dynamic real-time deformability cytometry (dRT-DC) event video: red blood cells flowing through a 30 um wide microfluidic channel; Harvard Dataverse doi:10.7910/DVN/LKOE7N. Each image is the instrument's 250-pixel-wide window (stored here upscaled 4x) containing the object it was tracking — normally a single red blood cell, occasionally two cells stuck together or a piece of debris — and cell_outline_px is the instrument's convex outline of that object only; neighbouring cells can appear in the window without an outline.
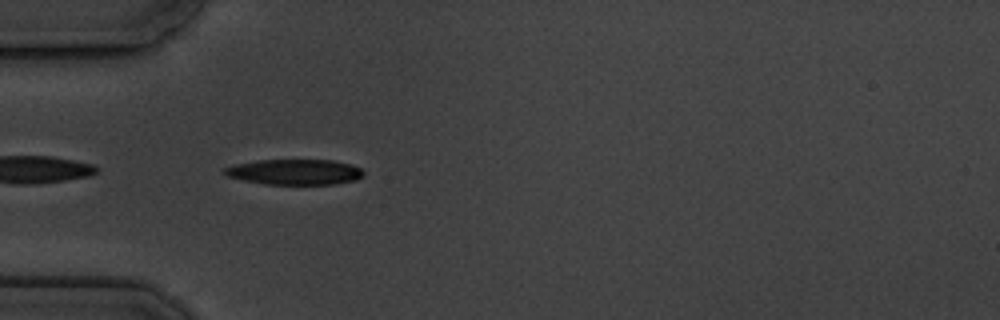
{"species": "common noctule bat (a hibernating species)", "species_latin": "Nyctalus noctula", "temperature_condition": "cold", "stored_images_in_passage": 6, "camera_frame_rate_fps": 3000, "um_per_image_px": 0.085, "animal": {"sex": "male", "body_mass_g": 19.5, "forearm_length_mm": 54.6}, "frame": {"image": 1, "passage_image": 5, "time_ms": 4.667, "image_size_px": [1000, 320], "cell_outline_px": [[364, 176], [356, 180], [332, 184], [264, 184], [244, 180], [228, 176], [220, 172], [224, 168], [236, 164], [256, 160], [332, 160], [352, 164], [360, 168], [364, 172]], "centroid_in_image_um": [25.05, 14.61], "position_along_channel_um": 59.9, "area_um2": 20.69}}